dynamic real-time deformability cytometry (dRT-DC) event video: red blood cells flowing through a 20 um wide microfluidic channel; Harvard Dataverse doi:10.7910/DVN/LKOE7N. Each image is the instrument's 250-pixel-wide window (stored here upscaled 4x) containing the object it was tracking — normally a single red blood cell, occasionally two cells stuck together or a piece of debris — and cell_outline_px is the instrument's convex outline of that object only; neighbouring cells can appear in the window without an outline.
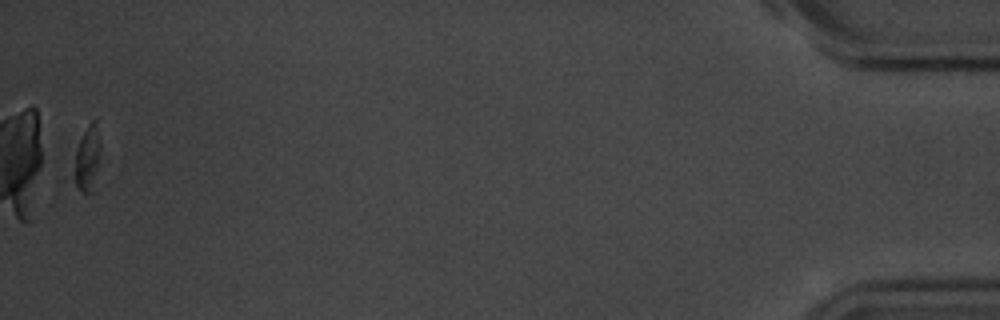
{"species": "common noctule bat (a hibernating species)", "species_latin": "Nyctalus noctula", "temperature_condition": "room temperature", "stored_images_in_passage": 37, "camera_frame_rate_fps": 3000, "um_per_image_px": 0.085, "animal": {"sex": "male", "body_mass_g": 20.1, "forearm_length_mm": 53.5}, "frame": {"image": 1, "passage_image": 37, "time_ms": 12.0, "image_size_px": [1000, 320], "cell_outline_px": [[100, 148], [92, 192], [80, 192], [56, 180], [84, 132], [92, 120], [96, 120], [100, 144]], "centroid_in_image_um": [7.04, 13.75], "position_along_channel_um": 428.2, "area_um2": 12.6}}